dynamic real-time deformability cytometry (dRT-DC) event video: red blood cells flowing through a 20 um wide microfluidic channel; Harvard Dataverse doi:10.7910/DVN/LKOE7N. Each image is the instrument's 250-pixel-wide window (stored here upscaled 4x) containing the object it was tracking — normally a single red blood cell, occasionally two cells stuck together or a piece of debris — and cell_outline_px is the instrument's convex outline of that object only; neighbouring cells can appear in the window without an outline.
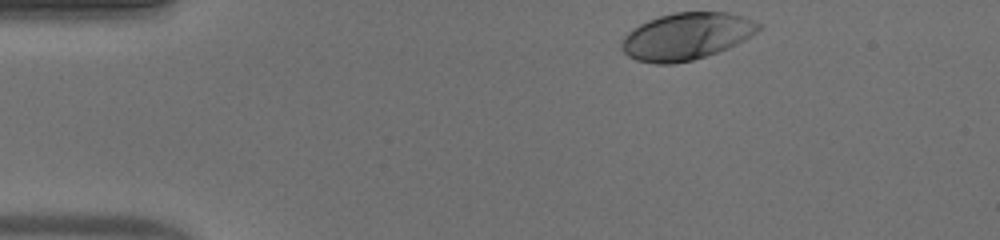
{"species": "human", "species_latin": "Homo sapiens", "temperature_condition": "warm", "stored_images_in_passage": 36, "camera_frame_rate_fps": 3000, "um_per_image_px": 0.085, "donor": {"sex": "male"}, "frame": {"image": 1, "passage_image": 1, "time_ms": 0.0, "image_size_px": [1000, 240], "cell_outline_px": [[764, 28], [752, 36], [728, 48], [692, 60], [672, 64], [656, 64], [636, 60], [628, 56], [620, 48], [620, 44], [624, 36], [632, 28], [648, 20], [660, 16], [676, 12], [728, 12], [744, 16], [764, 24]], "centroid_in_image_um": [58.38, 3.08], "position_along_channel_um": 26.6, "area_um2": 37.8}}
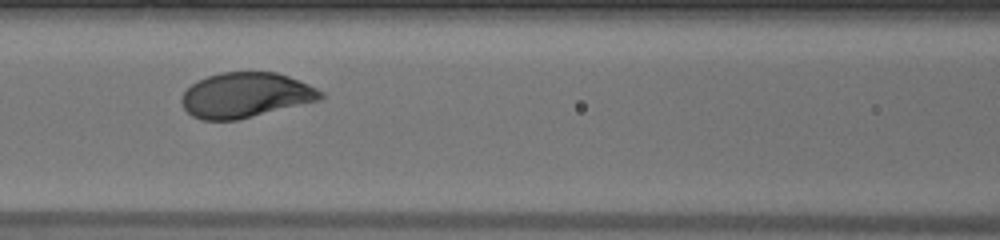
{"frame": {"image": 2, "passage_image": 16, "time_ms": 5.0, "image_size_px": [1000, 240], "cell_outline_px": [[324, 96], [320, 100], [236, 120], [200, 120], [192, 116], [184, 108], [180, 100], [184, 92], [192, 84], [208, 76], [220, 72], [276, 72], [300, 80], [324, 92]], "centroid_in_image_um": [20.88, 8.08], "position_along_channel_um": 145.7, "area_um2": 36.36}}
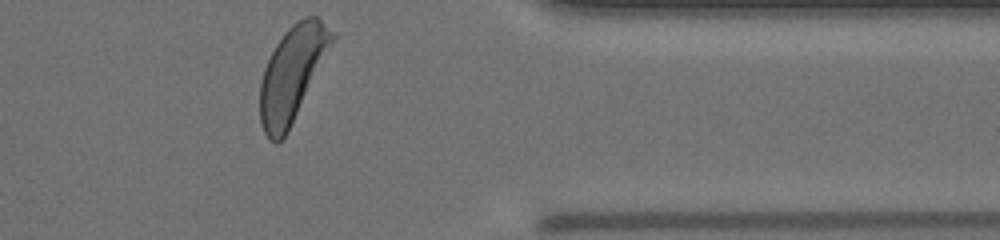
{"frame": {"image": 3, "passage_image": 36, "time_ms": 11.667, "image_size_px": [1000, 240], "cell_outline_px": [[336, 36], [288, 132], [276, 144], [268, 140], [260, 124], [260, 84], [264, 68], [276, 44], [288, 28], [292, 24], [304, 16], [316, 16], [336, 32]], "centroid_in_image_um": [24.83, 6.27], "position_along_channel_um": 386.6, "area_um2": 39.42}, "authors_computed_cell_mechanics": {"area_um2": 37.0787, "velocity_mm_per_s": 3.8374, "shape_relaxation_time_tau1_ms": 1.6145, "shape_relaxation_time_tau2_ms": null, "deformation_change_tau1": 0.1411, "deformation_change_tau2": null}}